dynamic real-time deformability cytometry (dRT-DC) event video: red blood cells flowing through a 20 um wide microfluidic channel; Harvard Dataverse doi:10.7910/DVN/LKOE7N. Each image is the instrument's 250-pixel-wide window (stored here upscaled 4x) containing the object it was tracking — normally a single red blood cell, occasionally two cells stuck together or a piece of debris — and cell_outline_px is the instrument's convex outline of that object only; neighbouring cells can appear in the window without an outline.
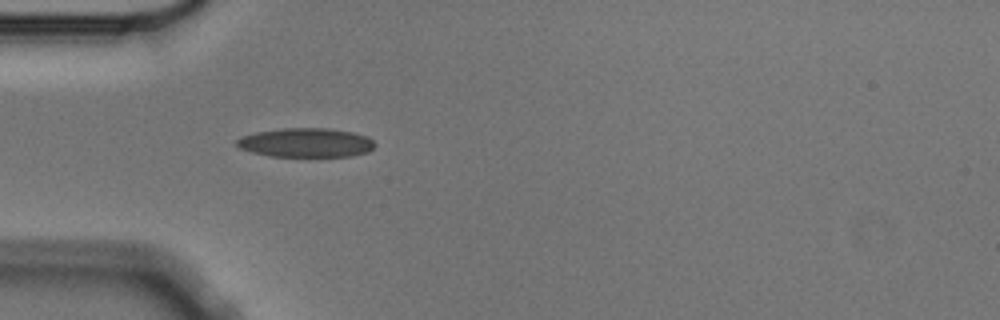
{"species": "Egyptian fruit bat (a non-hibernating species)", "species_latin": "Rousettus aegyptiacus", "temperature_condition": "cold", "stored_images_in_passage": 3, "camera_frame_rate_fps": 3000, "um_per_image_px": 0.085, "animal": {"sex": "male"}, "frame": {"image": 1, "passage_image": 3, "time_ms": 0.667, "image_size_px": [1000, 320], "cell_outline_px": [[376, 144], [368, 152], [352, 156], [268, 156], [252, 152], [240, 148], [236, 144], [236, 140], [244, 136], [256, 132], [284, 128], [328, 128], [352, 132], [368, 136]], "centroid_in_image_um": [26.03, 12.12], "position_along_channel_um": 59.0, "area_um2": 23.35}}